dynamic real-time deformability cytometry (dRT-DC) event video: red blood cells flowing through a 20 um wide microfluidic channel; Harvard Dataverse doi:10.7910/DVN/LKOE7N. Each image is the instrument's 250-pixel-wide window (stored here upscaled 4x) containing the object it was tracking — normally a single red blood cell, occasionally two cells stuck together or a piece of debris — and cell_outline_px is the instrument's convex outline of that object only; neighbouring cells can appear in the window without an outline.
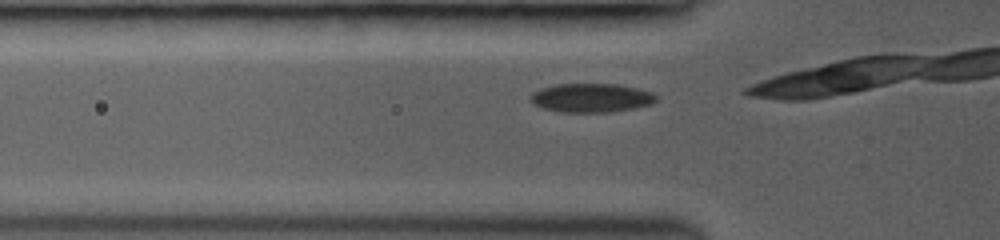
{"species": "common noctule bat (a hibernating species)", "species_latin": "Nyctalus noctula", "temperature_condition": "room temperature", "stored_images_in_passage": 5, "camera_frame_rate_fps": 3000, "um_per_image_px": 0.085, "animal": {"sex": "female", "body_mass_g": 19.0, "forearm_length_mm": 53.3}, "frame": {"image": 1, "passage_image": 2, "time_ms": 0.333, "image_size_px": [1000, 240], "cell_outline_px": [[656, 100], [652, 104], [612, 112], [560, 112], [540, 108], [532, 104], [528, 100], [528, 96], [532, 92], [540, 88], [556, 84], [620, 84], [652, 92], [656, 96]], "centroid_in_image_um": [50.18, 8.32], "position_along_channel_um": 75.6, "area_um2": 21.44}}